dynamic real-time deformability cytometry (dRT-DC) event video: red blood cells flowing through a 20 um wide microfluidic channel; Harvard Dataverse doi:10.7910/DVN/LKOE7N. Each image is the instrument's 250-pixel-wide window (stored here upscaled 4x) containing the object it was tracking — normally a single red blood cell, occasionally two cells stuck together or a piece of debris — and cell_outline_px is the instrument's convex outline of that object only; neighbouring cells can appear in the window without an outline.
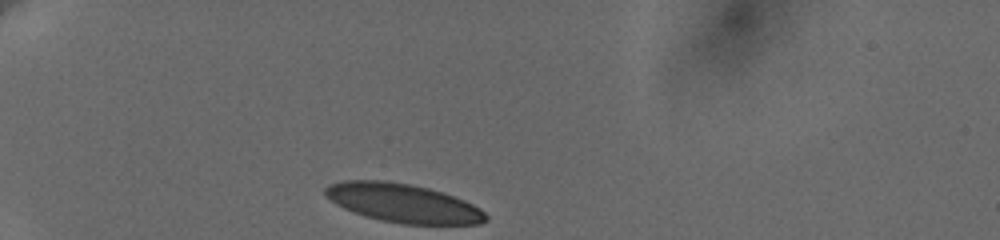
{"species": "human", "species_latin": "Homo sapiens", "temperature_condition": "cold", "stored_images_in_passage": 34, "camera_frame_rate_fps": 3000, "um_per_image_px": 0.085, "donor": {"sex": "female"}, "frame": {"image": 1, "passage_image": 1, "time_ms": 0.0, "image_size_px": [1000, 240], "cell_outline_px": [[488, 220], [480, 224], [400, 224], [380, 220], [352, 212], [336, 204], [324, 196], [324, 188], [328, 184], [344, 180], [384, 180], [412, 184], [428, 188], [464, 200], [480, 208], [488, 216]], "centroid_in_image_um": [34.22, 17.26], "position_along_channel_um": 50.8, "area_um2": 36.41}}
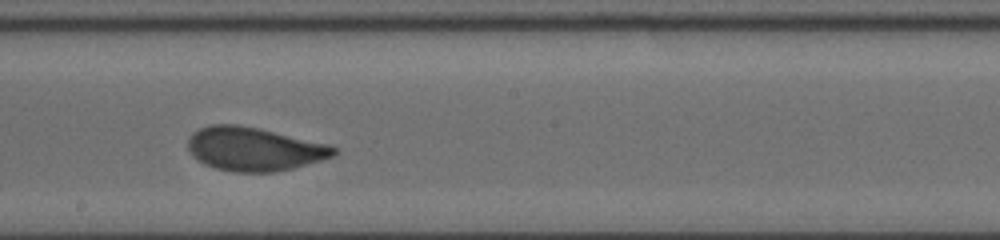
{"frame": {"image": 2, "passage_image": 19, "time_ms": 6.0, "image_size_px": [1000, 240], "cell_outline_px": [[340, 152], [332, 156], [320, 160], [292, 168], [276, 172], [232, 172], [216, 168], [204, 164], [196, 160], [192, 156], [188, 148], [188, 136], [192, 132], [208, 124], [236, 124], [256, 128], [328, 144], [336, 148]], "centroid_in_image_um": [21.54, 12.67], "position_along_channel_um": 226.7, "area_um2": 36.99}}
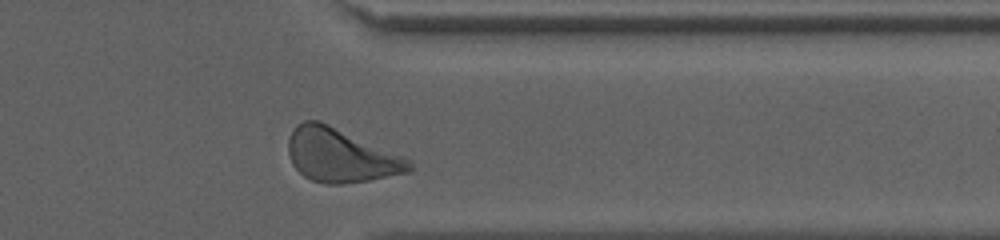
{"frame": {"image": 3, "passage_image": 32, "time_ms": 10.333, "image_size_px": [1000, 240], "cell_outline_px": [[412, 168], [408, 172], [368, 180], [344, 184], [324, 184], [312, 180], [304, 176], [292, 164], [288, 152], [288, 136], [292, 128], [296, 124], [304, 120], [320, 120], [408, 156], [412, 164]], "centroid_in_image_um": [28.97, 13.18], "position_along_channel_um": 382.4, "area_um2": 38.55}, "authors_computed_cell_mechanics": {"area_um2": 37.2232, "velocity_mm_per_s": 3.6128, "shape_relaxation_time_tau1_ms": 3.9409, "shape_relaxation_time_tau2_ms": null, "deformation_change_tau1": 0.1324, "deformation_change_tau2": null}}